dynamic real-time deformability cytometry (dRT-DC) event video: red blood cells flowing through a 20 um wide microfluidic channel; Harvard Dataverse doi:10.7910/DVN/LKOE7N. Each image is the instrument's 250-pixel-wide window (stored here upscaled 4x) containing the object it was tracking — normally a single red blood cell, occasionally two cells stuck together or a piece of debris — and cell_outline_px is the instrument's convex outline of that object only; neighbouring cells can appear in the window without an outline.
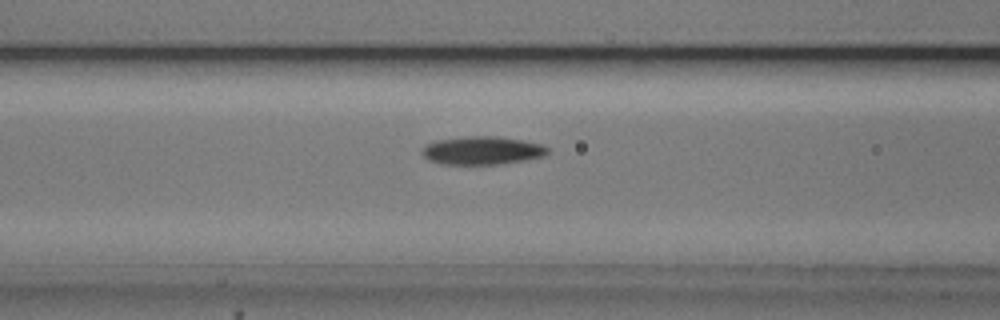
{"species": "common noctule bat (a hibernating species)", "species_latin": "Nyctalus noctula", "temperature_condition": "cold", "stored_images_in_passage": 15, "camera_frame_rate_fps": 3000, "um_per_image_px": 0.085, "animal": {"sex": "male", "body_mass_g": 20.5, "forearm_length_mm": 52.5}, "frame": {"image": 1, "passage_image": 13, "time_ms": 4.0, "image_size_px": [1000, 320], "cell_outline_px": [[548, 152], [544, 156], [524, 160], [500, 164], [440, 164], [428, 160], [420, 152], [424, 144], [436, 140], [468, 136], [496, 136], [524, 140], [544, 144], [548, 148]], "centroid_in_image_um": [40.96, 12.78], "position_along_channel_um": 125.6, "area_um2": 20.87}}